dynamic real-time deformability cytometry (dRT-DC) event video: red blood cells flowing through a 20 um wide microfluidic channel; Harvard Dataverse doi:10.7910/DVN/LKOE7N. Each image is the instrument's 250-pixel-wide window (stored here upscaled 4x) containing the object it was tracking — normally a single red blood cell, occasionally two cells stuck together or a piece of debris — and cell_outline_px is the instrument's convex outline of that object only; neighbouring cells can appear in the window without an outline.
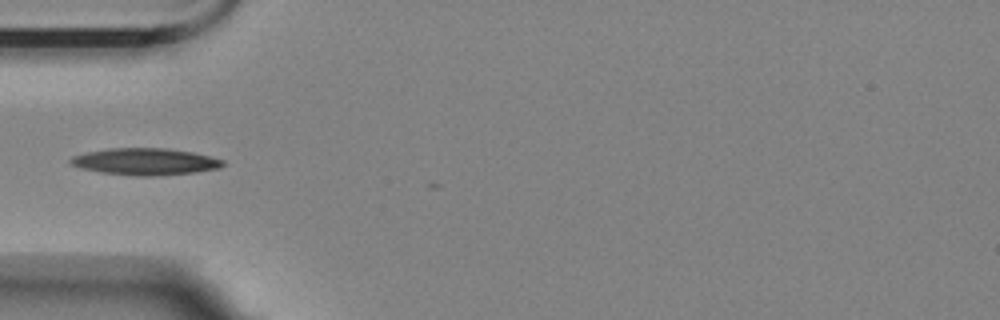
{"species": "Egyptian fruit bat (a non-hibernating species)", "species_latin": "Rousettus aegyptiacus", "temperature_condition": "room temperature", "stored_images_in_passage": 4, "camera_frame_rate_fps": 3000, "um_per_image_px": 0.085, "animal": {"sex": "female"}, "frame": {"image": 1, "passage_image": 4, "time_ms": 3.333, "image_size_px": [1000, 320], "cell_outline_px": [[224, 164], [220, 168], [196, 172], [152, 176], [136, 176], [100, 172], [84, 168], [72, 164], [68, 160], [72, 156], [88, 152], [108, 148], [168, 148], [192, 152], [224, 160]], "centroid_in_image_um": [12.36, 13.73], "position_along_channel_um": 72.6, "area_um2": 23.64}}